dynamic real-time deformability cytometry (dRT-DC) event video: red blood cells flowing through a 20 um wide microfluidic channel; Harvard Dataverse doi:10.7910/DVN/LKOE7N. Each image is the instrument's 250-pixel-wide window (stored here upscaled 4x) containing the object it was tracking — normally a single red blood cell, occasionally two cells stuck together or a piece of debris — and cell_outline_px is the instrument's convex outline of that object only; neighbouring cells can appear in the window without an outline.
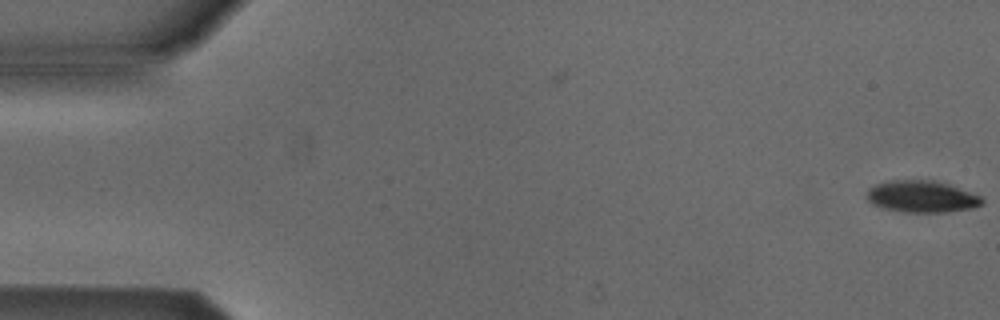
{"species": "Egyptian fruit bat (a non-hibernating species)", "species_latin": "Rousettus aegyptiacus", "temperature_condition": "cold", "stored_images_in_passage": 2, "camera_frame_rate_fps": 3000, "um_per_image_px": 0.085, "animal": {"sex": "male"}, "frame": {"image": 1, "passage_image": 2, "time_ms": 1.333, "image_size_px": [1000, 320], "cell_outline_px": [[984, 204], [972, 208], [948, 212], [904, 212], [884, 208], [872, 204], [868, 200], [868, 188], [876, 184], [888, 180], [936, 180], [948, 184], [980, 196], [984, 200]], "centroid_in_image_um": [78.35, 16.71], "position_along_channel_um": 6.6, "area_um2": 21.33}}